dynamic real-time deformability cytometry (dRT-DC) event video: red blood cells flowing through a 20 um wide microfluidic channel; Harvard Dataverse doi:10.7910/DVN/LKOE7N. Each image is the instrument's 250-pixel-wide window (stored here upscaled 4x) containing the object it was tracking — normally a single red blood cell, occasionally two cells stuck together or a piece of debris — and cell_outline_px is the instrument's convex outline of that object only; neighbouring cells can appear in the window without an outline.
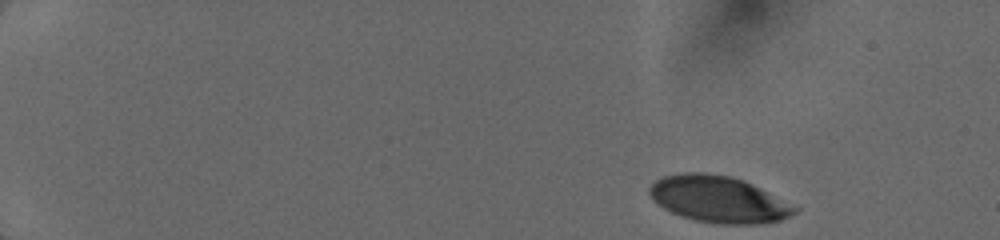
{"species": "human", "species_latin": "Homo sapiens", "temperature_condition": "cold", "stored_images_in_passage": 10, "camera_frame_rate_fps": 3000, "um_per_image_px": 0.085, "donor": {"sex": "female"}, "frame": {"image": 1, "passage_image": 1, "time_ms": 0.0, "image_size_px": [1000, 240], "cell_outline_px": [[800, 208], [796, 212], [780, 220], [764, 224], [720, 224], [696, 220], [680, 216], [664, 208], [648, 192], [648, 188], [656, 180], [664, 176], [684, 172], [704, 172], [732, 176], [744, 180]], "centroid_in_image_um": [61.1, 16.93], "position_along_channel_um": 23.9, "area_um2": 39.19}}
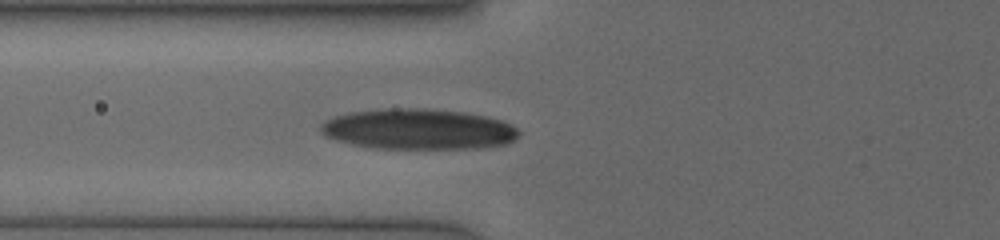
{"frame": {"image": 2, "passage_image": 8, "time_ms": 5.0, "image_size_px": [1000, 240], "cell_outline_px": [[520, 132], [512, 140], [504, 144], [488, 148], [376, 148], [352, 144], [336, 140], [324, 136], [320, 132], [320, 124], [336, 116], [352, 112], [392, 108], [424, 108], [464, 112], [484, 116], [500, 120], [516, 128]], "centroid_in_image_um": [35.54, 10.98], "position_along_channel_um": 90.3, "area_um2": 46.47}}
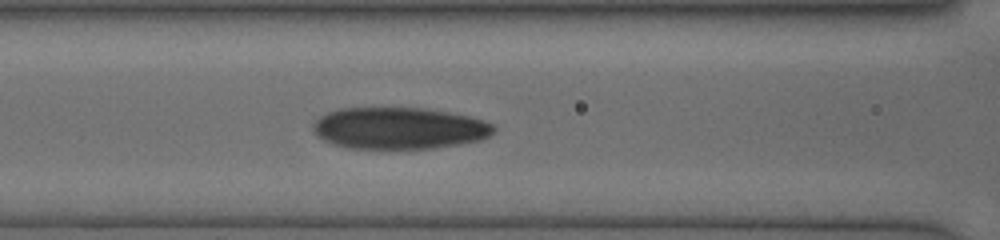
{"frame": {"image": 3, "passage_image": 10, "time_ms": 6.0, "image_size_px": [1000, 240], "cell_outline_px": [[496, 128], [488, 136], [480, 140], [460, 144], [432, 148], [348, 148], [332, 144], [316, 136], [312, 128], [312, 124], [320, 116], [328, 112], [340, 108], [424, 108], [448, 112], [468, 116], [492, 124]], "centroid_in_image_um": [33.88, 10.9], "position_along_channel_um": 132.7, "area_um2": 43.75}}